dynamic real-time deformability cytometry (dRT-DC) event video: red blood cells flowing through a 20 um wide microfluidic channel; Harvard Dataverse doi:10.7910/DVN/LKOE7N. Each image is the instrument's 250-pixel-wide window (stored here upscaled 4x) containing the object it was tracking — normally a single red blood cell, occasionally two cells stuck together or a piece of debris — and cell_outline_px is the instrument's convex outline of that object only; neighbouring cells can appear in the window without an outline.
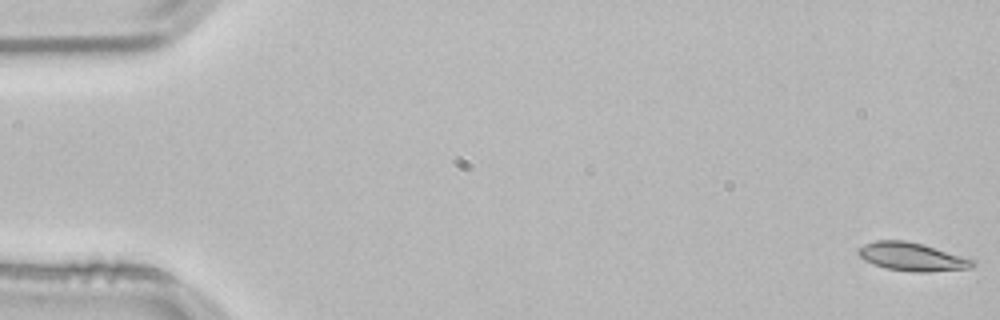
{"species": "common noctule bat (a hibernating species)", "species_latin": "Nyctalus noctula", "temperature_condition": "room temperature", "stored_images_in_passage": 13, "camera_frame_rate_fps": 3000, "um_per_image_px": 0.085, "animal": {"sex": "male", "body_mass_g": 21.5, "forearm_length_mm": 52.0}, "frame": {"image": 1, "passage_image": 1, "time_ms": 0.0, "image_size_px": [1000, 320], "cell_outline_px": [[976, 264], [972, 268], [928, 272], [916, 272], [884, 268], [864, 260], [856, 252], [856, 248], [864, 244], [876, 240], [904, 240], [924, 244], [976, 260]], "centroid_in_image_um": [77.52, 21.82], "position_along_channel_um": 7.5, "area_um2": 19.07}}